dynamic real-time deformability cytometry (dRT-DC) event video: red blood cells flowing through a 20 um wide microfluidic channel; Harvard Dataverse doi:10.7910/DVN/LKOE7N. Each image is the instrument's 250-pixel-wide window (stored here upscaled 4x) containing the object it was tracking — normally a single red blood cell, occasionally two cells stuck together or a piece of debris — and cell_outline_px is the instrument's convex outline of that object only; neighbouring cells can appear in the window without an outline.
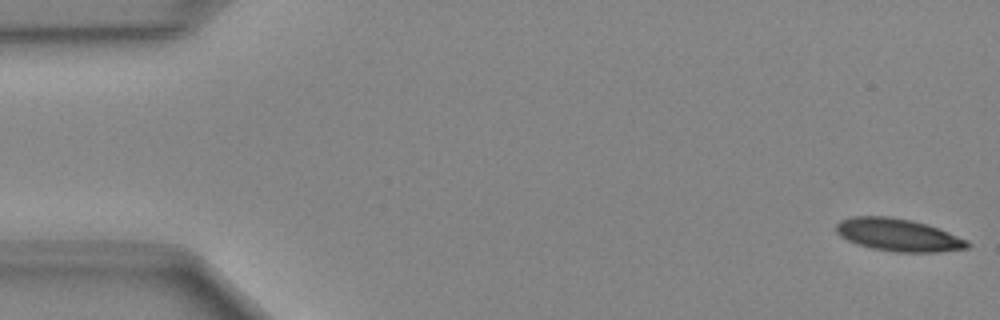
{"species": "Egyptian fruit bat (a non-hibernating species)", "species_latin": "Rousettus aegyptiacus", "temperature_condition": "cold", "stored_images_in_passage": 49, "camera_frame_rate_fps": 3000, "um_per_image_px": 0.085, "animal": {"sex": "female"}, "frame": {"image": 1, "passage_image": 1, "time_ms": 0.0, "image_size_px": [1000, 320], "cell_outline_px": [[972, 244], [968, 248], [936, 252], [896, 252], [872, 248], [856, 244], [840, 236], [836, 232], [836, 224], [840, 220], [852, 216], [888, 216], [912, 220], [928, 224], [968, 240]], "centroid_in_image_um": [76.35, 19.96], "position_along_channel_um": 8.7, "area_um2": 25.03}}
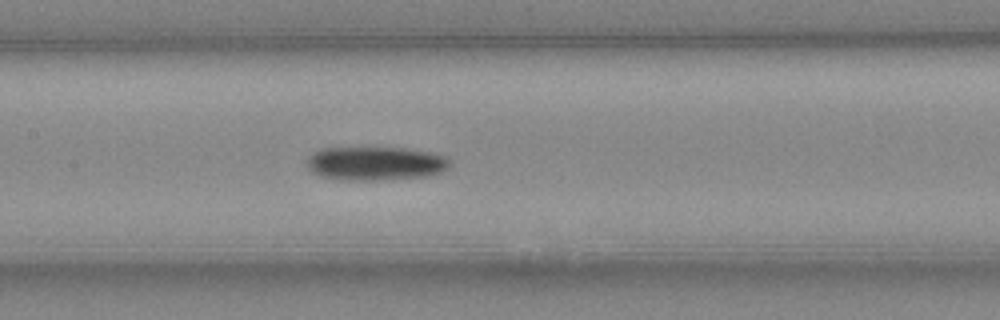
{"frame": {"image": 2, "passage_image": 23, "time_ms": 7.333, "image_size_px": [1000, 320], "cell_outline_px": [[452, 164], [448, 168], [440, 172], [428, 176], [380, 180], [344, 180], [320, 176], [312, 172], [308, 168], [308, 156], [312, 152], [324, 148], [404, 148], [432, 152], [444, 156], [452, 160]], "centroid_in_image_um": [31.94, 13.89], "position_along_channel_um": 175.5, "area_um2": 28.26}}
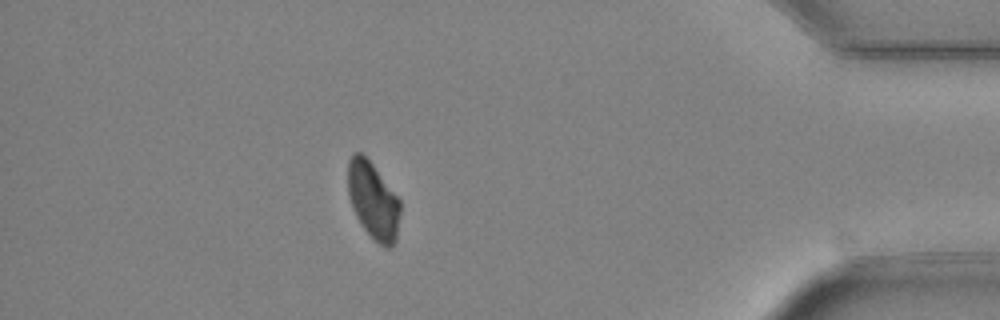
{"frame": {"image": 3, "passage_image": 43, "time_ms": 14.0, "image_size_px": [1000, 320], "cell_outline_px": [[400, 212], [396, 240], [388, 248], [384, 248], [372, 240], [356, 216], [352, 208], [348, 192], [348, 160], [356, 152], [360, 152], [372, 164], [400, 200]], "centroid_in_image_um": [31.71, 17.09], "position_along_channel_um": 403.5, "area_um2": 23.29}}